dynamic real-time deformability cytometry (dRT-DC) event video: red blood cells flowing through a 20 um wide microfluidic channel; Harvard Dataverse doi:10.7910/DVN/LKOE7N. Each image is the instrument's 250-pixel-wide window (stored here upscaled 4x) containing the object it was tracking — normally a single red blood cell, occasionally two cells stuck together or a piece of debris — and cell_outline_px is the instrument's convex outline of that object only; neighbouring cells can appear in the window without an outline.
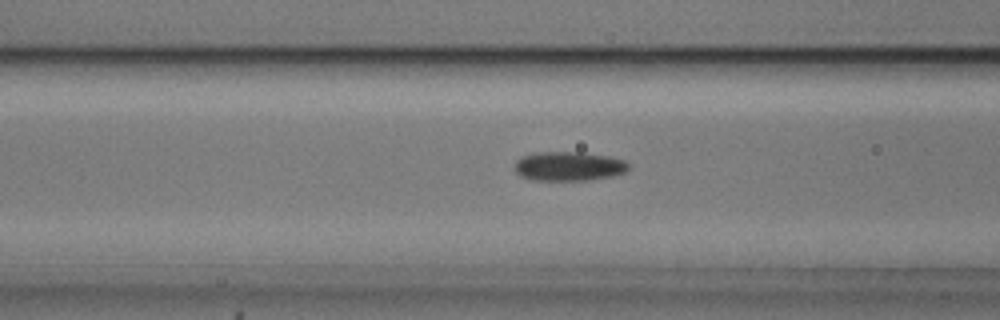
{"species": "common noctule bat (a hibernating species)", "species_latin": "Nyctalus noctula", "temperature_condition": "cold", "stored_images_in_passage": 38, "camera_frame_rate_fps": 3000, "um_per_image_px": 0.085, "animal": {"sex": "male", "body_mass_g": 20.5, "forearm_length_mm": 52.5}, "frame": {"image": 1, "passage_image": 12, "time_ms": 3.667, "image_size_px": [1000, 320], "cell_outline_px": [[628, 168], [624, 172], [612, 176], [588, 180], [532, 180], [520, 176], [512, 168], [516, 160], [520, 156], [536, 152], [580, 152], [608, 156], [624, 160], [628, 164]], "centroid_in_image_um": [48.27, 14.13], "position_along_channel_um": 118.3, "area_um2": 19.54}}
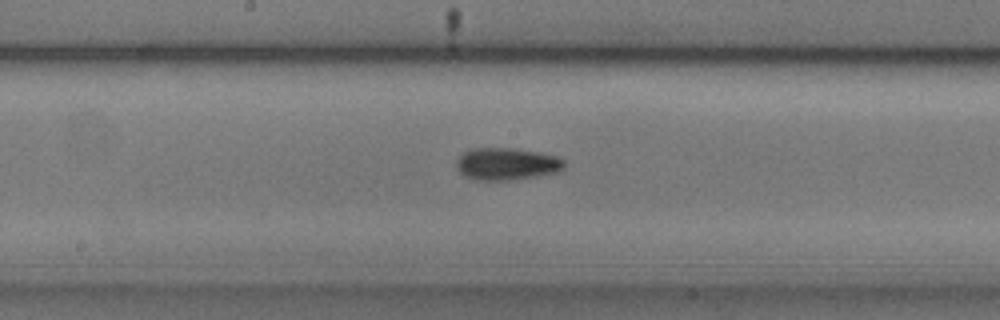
{"frame": {"image": 2, "passage_image": 19, "time_ms": 6.0, "image_size_px": [1000, 320], "cell_outline_px": [[564, 168], [556, 172], [508, 180], [472, 180], [464, 176], [460, 172], [456, 164], [456, 160], [464, 152], [472, 148], [512, 148], [540, 152], [556, 156], [564, 160]], "centroid_in_image_um": [43.03, 13.92], "position_along_channel_um": 205.2, "area_um2": 20.11}}
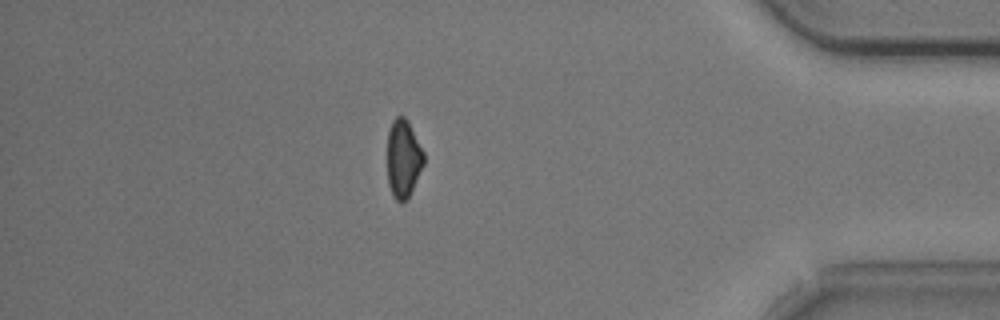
{"frame": {"image": 3, "passage_image": 38, "time_ms": 12.333, "image_size_px": [1000, 320], "cell_outline_px": [[424, 164], [408, 196], [400, 204], [392, 196], [388, 184], [388, 128], [392, 120], [396, 116], [404, 116], [408, 120], [424, 152]], "centroid_in_image_um": [34.27, 13.45], "position_along_channel_um": 400.9, "area_um2": 16.59}, "authors_computed_cell_mechanics": {"area_um2": 18.6405, "velocity_mm_per_s": 3.7103, "shape_relaxation_time_tau1_ms": 3.1942, "shape_relaxation_time_tau2_ms": 6.9451, "deformation_change_tau1": 0.0877, "deformation_change_tau2": 0.1292}}